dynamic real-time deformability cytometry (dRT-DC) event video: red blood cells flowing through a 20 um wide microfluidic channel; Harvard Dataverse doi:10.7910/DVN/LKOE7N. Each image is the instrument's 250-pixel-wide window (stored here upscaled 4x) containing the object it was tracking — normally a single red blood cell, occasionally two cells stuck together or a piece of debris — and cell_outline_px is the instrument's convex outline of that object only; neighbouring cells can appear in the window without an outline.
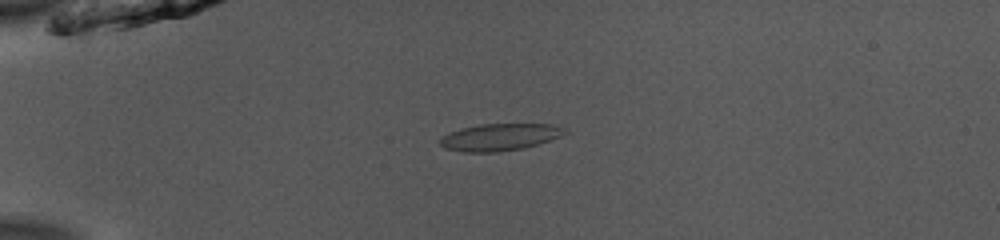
{"species": "common noctule bat (a hibernating species)", "species_latin": "Nyctalus noctula", "temperature_condition": "room temperature", "stored_images_in_passage": 52, "camera_frame_rate_fps": 3000, "um_per_image_px": 0.085, "animal": {"sex": "male", "body_mass_g": 13.0, "forearm_length_mm": 53.1}, "frame": {"image": 1, "passage_image": 14, "time_ms": 4.333, "image_size_px": [1000, 240], "cell_outline_px": [[568, 132], [560, 136], [524, 148], [496, 152], [464, 152], [444, 148], [440, 144], [440, 140], [448, 132], [460, 128], [480, 124], [552, 124], [564, 128]], "centroid_in_image_um": [42.45, 11.65], "position_along_channel_um": 42.6, "area_um2": 19.54}}
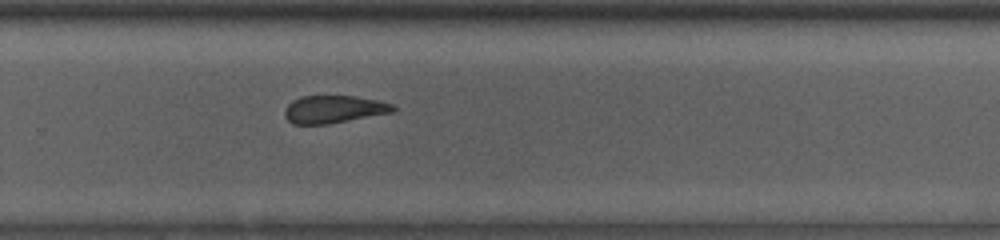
{"frame": {"image": 2, "passage_image": 36, "time_ms": 11.667, "image_size_px": [1000, 240], "cell_outline_px": [[396, 108], [392, 112], [328, 124], [292, 124], [284, 116], [284, 112], [288, 104], [292, 100], [304, 96], [356, 96], [376, 100], [392, 104]], "centroid_in_image_um": [28.34, 9.29], "position_along_channel_um": 301.5, "area_um2": 17.28}}
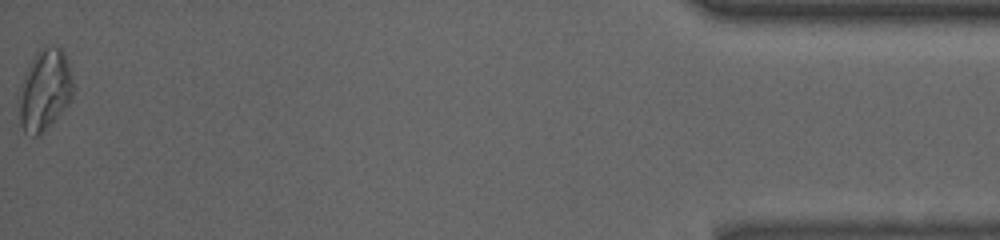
{"frame": {"image": 3, "passage_image": 52, "time_ms": 17.0, "image_size_px": [1000, 240], "cell_outline_px": [[72, 96], [52, 124], [40, 136], [32, 136], [24, 132], [20, 124], [20, 84], [28, 64], [36, 52], [40, 48], [52, 44], [60, 48], [64, 52], [68, 60], [72, 80]], "centroid_in_image_um": [3.79, 7.63], "position_along_channel_um": 431.4, "area_um2": 25.66}, "authors_computed_cell_mechanics": {"area_um2": 19.652, "velocity_mm_per_s": 3.9579, "shape_relaxation_time_tau1_ms": 7.2536, "shape_relaxation_time_tau2_ms": 1.9909, "deformation_change_tau1": 0.1496, "deformation_change_tau2": 0.0921}}